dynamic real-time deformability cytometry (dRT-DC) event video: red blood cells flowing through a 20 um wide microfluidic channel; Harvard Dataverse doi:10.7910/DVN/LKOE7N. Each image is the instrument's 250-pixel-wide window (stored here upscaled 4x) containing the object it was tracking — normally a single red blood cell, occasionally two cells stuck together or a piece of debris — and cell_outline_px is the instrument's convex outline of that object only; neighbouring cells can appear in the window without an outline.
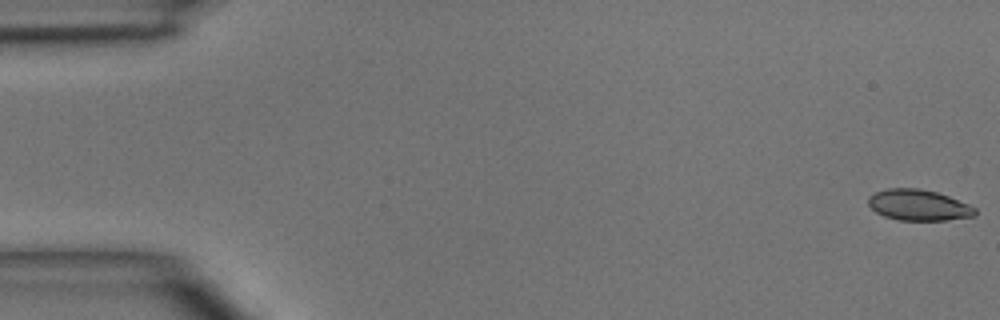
{"species": "common noctule bat (a hibernating species)", "species_latin": "Nyctalus noctula", "temperature_condition": "room temperature", "stored_images_in_passage": 4, "camera_frame_rate_fps": 3000, "um_per_image_px": 0.085, "animal": {"sex": "male", "body_mass_g": 15.6}, "frame": {"image": 1, "passage_image": 1, "time_ms": 0.0, "image_size_px": [1000, 320], "cell_outline_px": [[976, 216], [948, 220], [900, 220], [884, 216], [876, 212], [868, 204], [868, 196], [876, 192], [888, 188], [920, 188], [936, 192], [948, 196], [968, 204], [976, 208]], "centroid_in_image_um": [78.08, 17.43], "position_along_channel_um": 6.9, "area_um2": 19.25}}
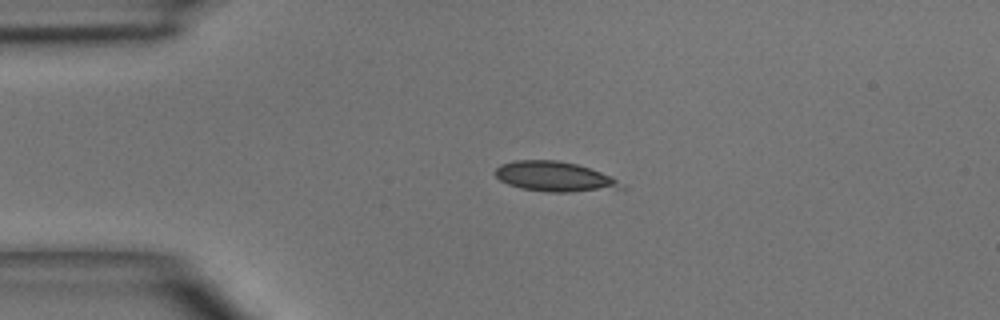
{"frame": {"image": 2, "passage_image": 4, "time_ms": 3.333, "image_size_px": [1000, 320], "cell_outline_px": [[628, 188], [572, 192], [548, 192], [520, 188], [508, 184], [500, 180], [496, 176], [496, 168], [500, 164], [516, 160], [556, 160], [576, 164], [612, 176], [624, 184]], "centroid_in_image_um": [47.17, 15.02], "position_along_channel_um": 37.8, "area_um2": 22.02}}